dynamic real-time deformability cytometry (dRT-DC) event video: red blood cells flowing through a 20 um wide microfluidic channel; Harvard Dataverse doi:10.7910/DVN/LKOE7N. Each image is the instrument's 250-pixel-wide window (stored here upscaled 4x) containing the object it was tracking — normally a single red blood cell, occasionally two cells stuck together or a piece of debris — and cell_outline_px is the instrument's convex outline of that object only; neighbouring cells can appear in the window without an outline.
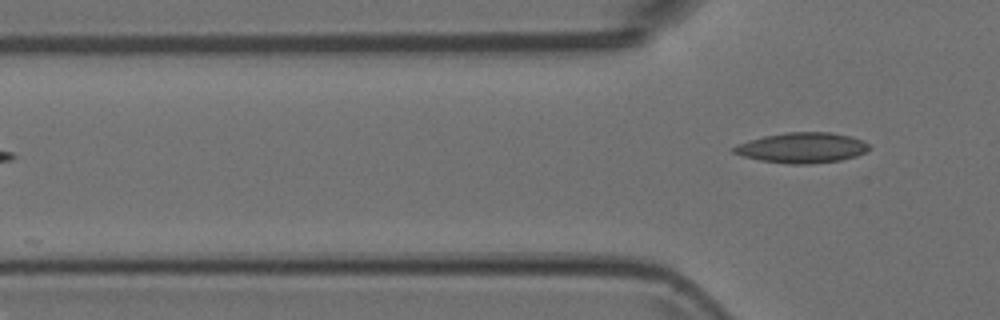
{"species": "Egyptian fruit bat (a non-hibernating species)", "species_latin": "Rousettus aegyptiacus", "temperature_condition": "room temperature", "stored_images_in_passage": 2, "camera_frame_rate_fps": 3000, "um_per_image_px": 0.085, "animal": {"sex": "female"}, "frame": {"image": 1, "passage_image": 2, "time_ms": 0.333, "image_size_px": [1000, 320], "cell_outline_px": [[872, 148], [856, 156], [840, 160], [808, 164], [788, 164], [760, 160], [740, 156], [732, 152], [732, 148], [736, 144], [764, 136], [784, 132], [828, 132], [848, 136], [864, 140]], "centroid_in_image_um": [68.15, 12.56], "position_along_channel_um": 57.7, "area_um2": 23.99}}